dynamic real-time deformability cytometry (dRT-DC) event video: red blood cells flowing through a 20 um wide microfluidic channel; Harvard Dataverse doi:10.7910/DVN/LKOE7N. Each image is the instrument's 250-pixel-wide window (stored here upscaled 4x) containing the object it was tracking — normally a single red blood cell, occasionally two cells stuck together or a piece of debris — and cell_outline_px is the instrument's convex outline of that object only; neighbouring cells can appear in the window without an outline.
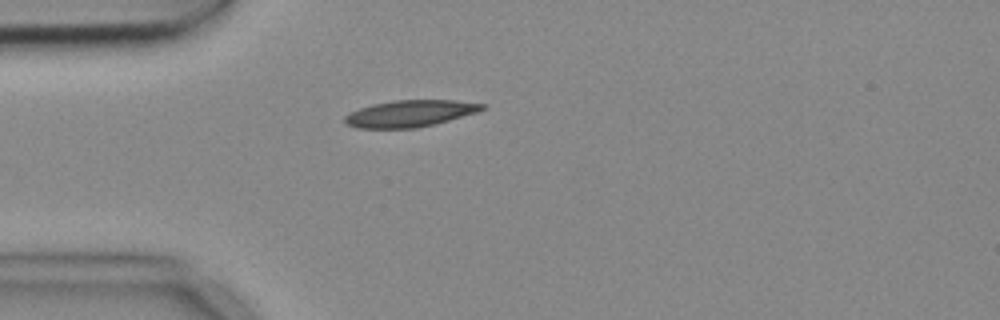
{"species": "common noctule bat (a hibernating species)", "species_latin": "Nyctalus noctula", "temperature_condition": "cold", "stored_images_in_passage": 4, "camera_frame_rate_fps": 3000, "um_per_image_px": 0.085, "animal": {"sex": "female", "body_mass_g": 18.4}, "frame": {"image": 1, "passage_image": 4, "time_ms": 1.0, "image_size_px": [1000, 320], "cell_outline_px": [[484, 108], [476, 112], [436, 124], [416, 128], [356, 128], [348, 124], [344, 120], [344, 116], [360, 108], [372, 104], [396, 100], [456, 100], [484, 104]], "centroid_in_image_um": [34.84, 9.65], "position_along_channel_um": 50.2, "area_um2": 21.15}}